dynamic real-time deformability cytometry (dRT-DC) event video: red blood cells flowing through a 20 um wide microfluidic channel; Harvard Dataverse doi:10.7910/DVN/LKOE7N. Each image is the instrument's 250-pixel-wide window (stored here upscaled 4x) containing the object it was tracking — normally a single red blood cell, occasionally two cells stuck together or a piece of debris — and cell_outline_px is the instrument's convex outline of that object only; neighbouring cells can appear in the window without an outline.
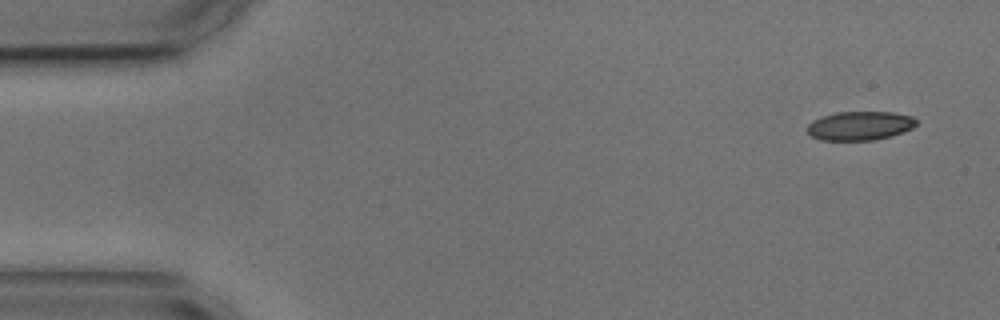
{"species": "common noctule bat (a hibernating species)", "species_latin": "Nyctalus noctula", "temperature_condition": "cold", "stored_images_in_passage": 4, "camera_frame_rate_fps": 3000, "um_per_image_px": 0.085, "animal": {"sex": "male", "body_mass_g": 17.9, "forearm_length_mm": 54.2}, "frame": {"image": 1, "passage_image": 1, "time_ms": 0.0, "image_size_px": [1000, 320], "cell_outline_px": [[916, 124], [912, 128], [904, 132], [892, 136], [872, 140], [820, 140], [812, 136], [808, 132], [808, 124], [812, 120], [820, 116], [836, 112], [892, 112], [912, 116], [916, 120]], "centroid_in_image_um": [73.08, 10.68], "position_along_channel_um": 11.9, "area_um2": 18.44}}
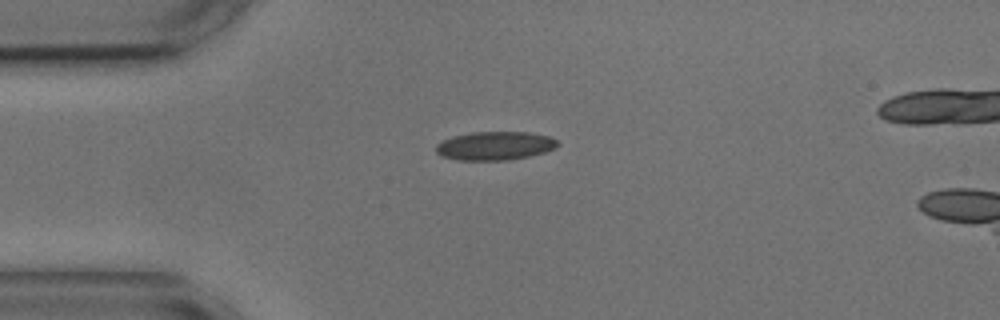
{"frame": {"image": 2, "passage_image": 3, "time_ms": 3.333, "image_size_px": [1000, 320], "cell_outline_px": [[560, 144], [556, 148], [544, 152], [528, 156], [508, 160], [460, 160], [440, 156], [436, 152], [436, 144], [452, 136], [472, 132], [528, 132], [548, 136], [556, 140]], "centroid_in_image_um": [42.06, 12.39], "position_along_channel_um": 42.9, "area_um2": 20.23}}